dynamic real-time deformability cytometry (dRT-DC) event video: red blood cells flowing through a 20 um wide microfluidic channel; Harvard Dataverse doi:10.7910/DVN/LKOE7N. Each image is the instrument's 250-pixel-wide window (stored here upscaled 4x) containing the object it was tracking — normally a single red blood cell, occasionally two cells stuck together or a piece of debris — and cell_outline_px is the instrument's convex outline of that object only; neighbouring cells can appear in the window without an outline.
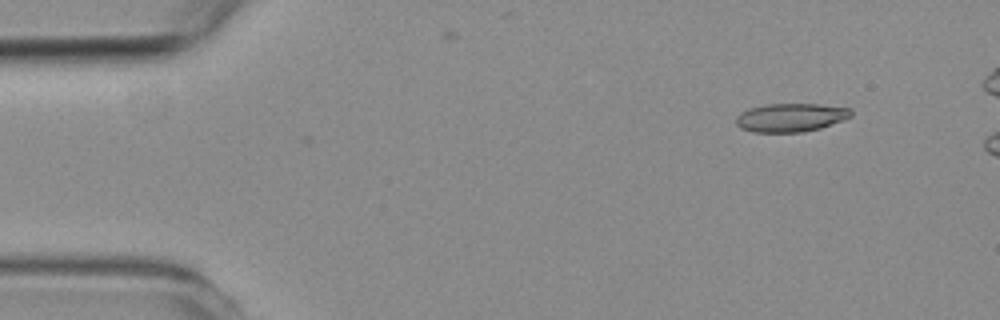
{"species": "common noctule bat (a hibernating species)", "species_latin": "Nyctalus noctula", "temperature_condition": "room temperature", "stored_images_in_passage": 7, "camera_frame_rate_fps": 3000, "um_per_image_px": 0.085, "animal": {"sex": "female", "body_mass_g": 19.3, "forearm_length_mm": 54.1}, "frame": {"image": 1, "passage_image": 1, "time_ms": 0.0, "image_size_px": [1000, 320], "cell_outline_px": [[852, 116], [844, 120], [820, 128], [804, 132], [752, 132], [740, 128], [736, 124], [736, 116], [748, 108], [768, 104], [820, 104], [852, 108]], "centroid_in_image_um": [67.23, 9.99], "position_along_channel_um": 17.8, "area_um2": 19.25}}